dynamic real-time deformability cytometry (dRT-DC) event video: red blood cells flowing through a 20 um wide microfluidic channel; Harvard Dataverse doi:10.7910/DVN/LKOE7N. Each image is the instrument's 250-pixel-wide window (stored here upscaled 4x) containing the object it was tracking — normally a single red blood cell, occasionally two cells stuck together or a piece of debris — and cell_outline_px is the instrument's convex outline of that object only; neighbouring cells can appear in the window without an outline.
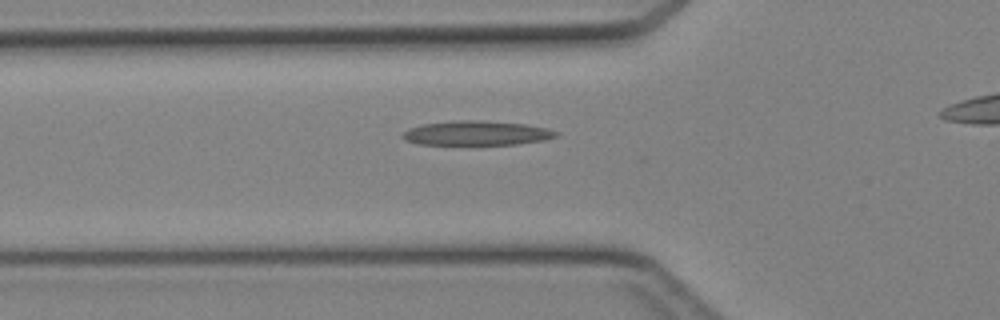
{"species": "Egyptian fruit bat (a non-hibernating species)", "species_latin": "Rousettus aegyptiacus", "temperature_condition": "cold", "stored_images_in_passage": 21, "camera_frame_rate_fps": 3000, "um_per_image_px": 0.085, "animal": {"sex": "female"}, "frame": {"image": 1, "passage_image": 6, "time_ms": 1.667, "image_size_px": [1000, 320], "cell_outline_px": [[560, 136], [544, 140], [516, 144], [420, 144], [404, 140], [400, 136], [408, 128], [424, 124], [456, 120], [480, 120], [524, 124], [548, 128], [560, 132]], "centroid_in_image_um": [40.54, 11.31], "position_along_channel_um": 85.3, "area_um2": 21.85}}
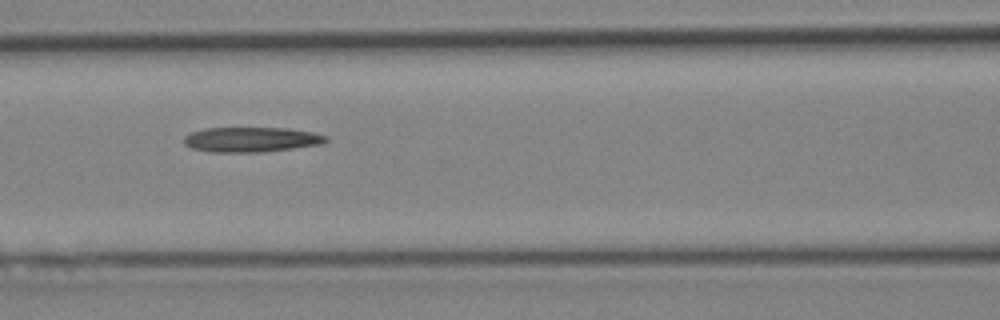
{"frame": {"image": 2, "passage_image": 10, "time_ms": 3.0, "image_size_px": [1000, 320], "cell_outline_px": [[328, 140], [320, 144], [264, 152], [208, 152], [192, 148], [184, 144], [184, 136], [192, 132], [204, 128], [288, 128], [312, 132], [328, 136]], "centroid_in_image_um": [21.34, 11.86], "position_along_channel_um": 145.3, "area_um2": 20.63}}
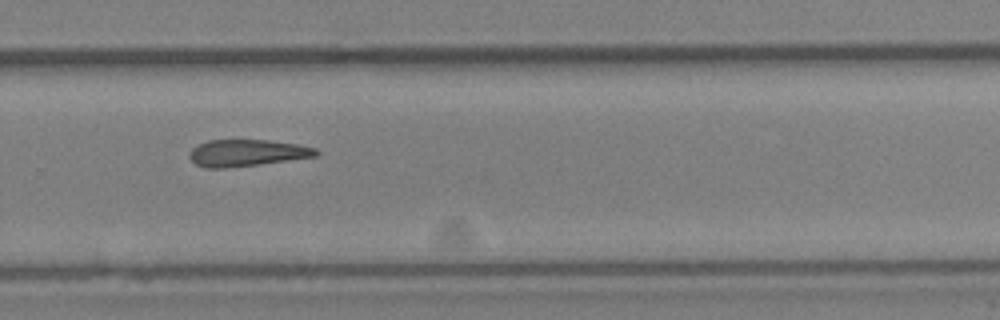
{"frame": {"image": 3, "passage_image": 21, "time_ms": 6.667, "image_size_px": [1000, 320], "cell_outline_px": [[320, 152], [316, 156], [260, 164], [224, 168], [204, 168], [196, 164], [188, 156], [192, 148], [208, 140], [268, 140], [296, 144], [316, 148]], "centroid_in_image_um": [20.97, 13.0], "position_along_channel_um": 308.8, "area_um2": 19.59}}